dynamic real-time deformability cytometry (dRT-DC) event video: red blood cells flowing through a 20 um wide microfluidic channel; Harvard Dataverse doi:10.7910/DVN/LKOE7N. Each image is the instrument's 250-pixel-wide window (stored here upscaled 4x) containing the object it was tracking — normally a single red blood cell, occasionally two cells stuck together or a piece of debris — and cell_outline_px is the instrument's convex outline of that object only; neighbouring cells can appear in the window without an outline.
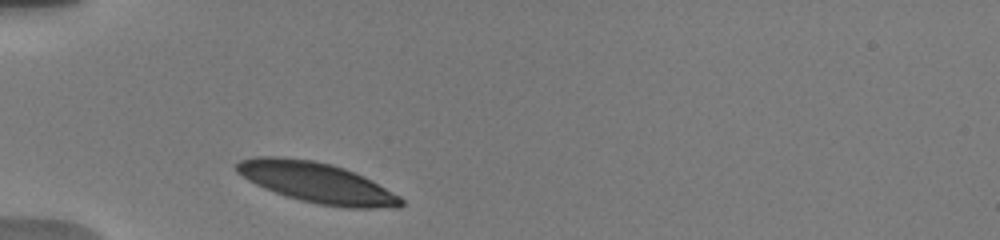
{"species": "human", "species_latin": "Homo sapiens", "temperature_condition": "warm", "stored_images_in_passage": 3, "camera_frame_rate_fps": 3000, "um_per_image_px": 0.085, "donor": {"sex": "male"}, "frame": {"image": 1, "passage_image": 1, "time_ms": 0.0, "image_size_px": [1000, 240], "cell_outline_px": [[404, 204], [400, 208], [344, 208], [320, 204], [300, 200], [264, 188], [248, 180], [236, 172], [236, 164], [240, 160], [256, 156], [276, 156], [312, 160], [332, 164], [344, 168], [364, 176], [372, 180], [400, 196], [404, 200]], "centroid_in_image_um": [26.96, 15.53], "position_along_channel_um": 58.0, "area_um2": 38.73}}
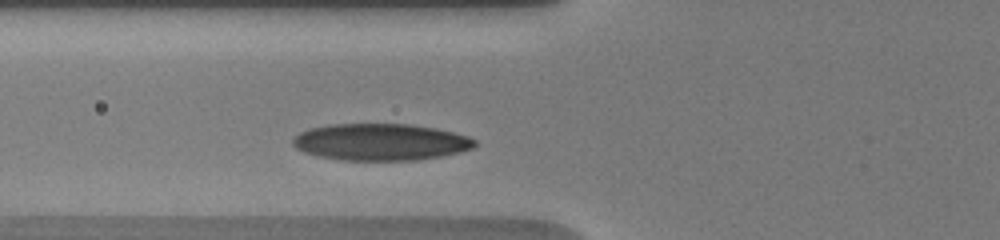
{"frame": {"image": 2, "passage_image": 3, "time_ms": 1.333, "image_size_px": [1000, 240], "cell_outline_px": [[476, 144], [472, 148], [460, 152], [440, 156], [416, 160], [340, 160], [316, 156], [304, 152], [296, 148], [292, 144], [292, 140], [300, 132], [308, 128], [328, 124], [408, 124], [436, 128], [468, 136], [476, 140]], "centroid_in_image_um": [32.32, 12.07], "position_along_channel_um": 93.5, "area_um2": 39.13}}